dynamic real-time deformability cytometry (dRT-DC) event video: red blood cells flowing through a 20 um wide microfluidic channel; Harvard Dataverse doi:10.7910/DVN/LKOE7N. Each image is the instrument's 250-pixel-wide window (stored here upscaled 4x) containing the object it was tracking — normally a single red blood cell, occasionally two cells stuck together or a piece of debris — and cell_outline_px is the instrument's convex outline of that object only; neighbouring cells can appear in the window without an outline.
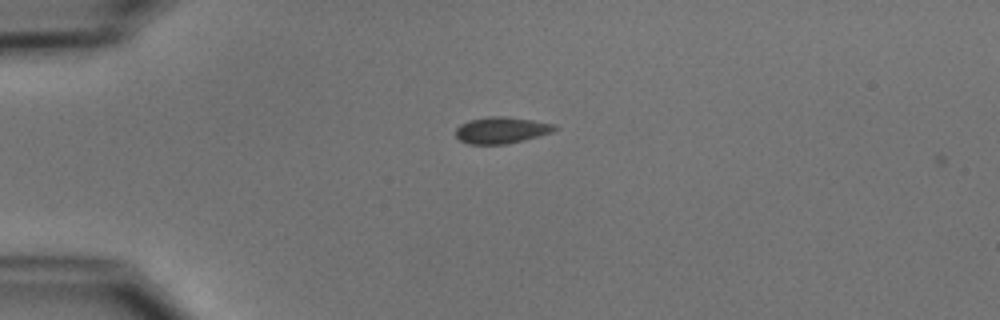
{"species": "common noctule bat (a hibernating species)", "species_latin": "Nyctalus noctula", "temperature_condition": "cold", "stored_images_in_passage": 3, "camera_frame_rate_fps": 3000, "um_per_image_px": 0.085, "animal": {"sex": "male", "body_mass_g": 15.6}, "frame": {"image": 1, "passage_image": 2, "time_ms": 0.333, "image_size_px": [1000, 320], "cell_outline_px": [[556, 128], [552, 132], [524, 140], [508, 144], [468, 144], [460, 140], [456, 136], [456, 128], [460, 124], [468, 120], [488, 116], [504, 116], [532, 120], [556, 124]], "centroid_in_image_um": [42.6, 11.06], "position_along_channel_um": 42.4, "area_um2": 15.32}}